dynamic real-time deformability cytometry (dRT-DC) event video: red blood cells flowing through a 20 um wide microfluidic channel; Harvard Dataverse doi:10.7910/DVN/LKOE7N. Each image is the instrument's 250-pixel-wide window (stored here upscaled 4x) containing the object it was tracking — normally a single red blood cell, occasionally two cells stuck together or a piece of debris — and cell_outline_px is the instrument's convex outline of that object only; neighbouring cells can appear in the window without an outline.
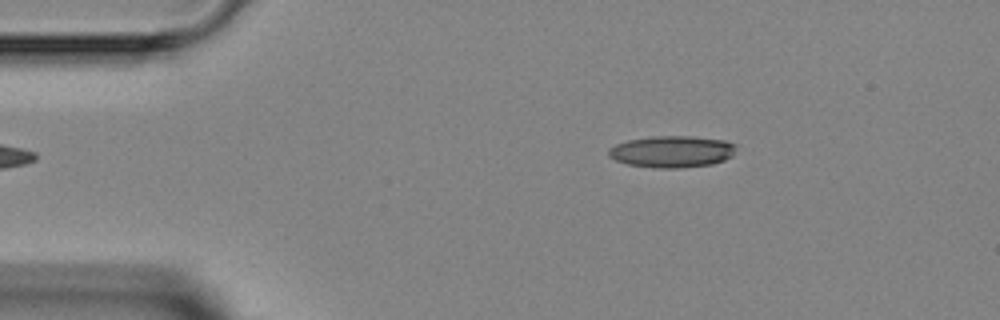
{"species": "Egyptian fruit bat (a non-hibernating species)", "species_latin": "Rousettus aegyptiacus", "temperature_condition": "room temperature", "stored_images_in_passage": 3, "camera_frame_rate_fps": 3000, "um_per_image_px": 0.085, "animal": {"sex": "female"}, "frame": {"image": 1, "passage_image": 1, "time_ms": 0.0, "image_size_px": [1000, 320], "cell_outline_px": [[736, 144], [732, 156], [724, 160], [712, 164], [680, 168], [656, 168], [628, 164], [616, 160], [608, 156], [608, 148], [616, 144], [628, 140], [652, 136], [692, 136], [728, 140]], "centroid_in_image_um": [57.13, 12.88], "position_along_channel_um": 27.9, "area_um2": 23.7}}